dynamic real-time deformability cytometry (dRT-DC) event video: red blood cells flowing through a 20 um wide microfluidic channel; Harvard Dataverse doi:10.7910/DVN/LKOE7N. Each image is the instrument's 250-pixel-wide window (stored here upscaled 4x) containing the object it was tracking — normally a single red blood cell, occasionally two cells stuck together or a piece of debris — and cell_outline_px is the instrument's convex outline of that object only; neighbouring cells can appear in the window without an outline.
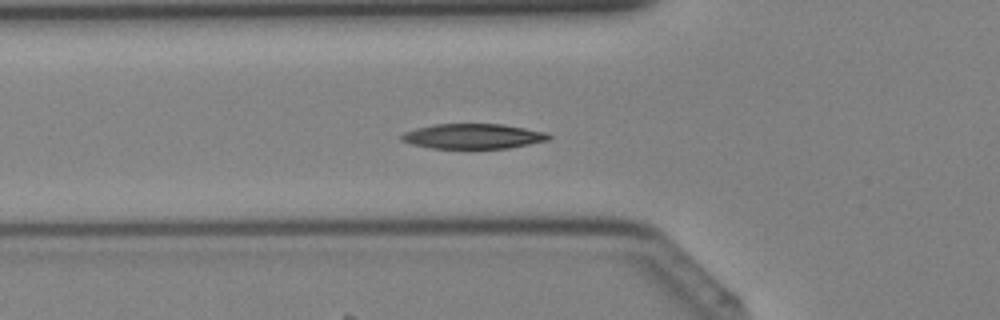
{"species": "Egyptian fruit bat (a non-hibernating species)", "species_latin": "Rousettus aegyptiacus", "temperature_condition": "cold", "stored_images_in_passage": 28, "camera_frame_rate_fps": 3000, "um_per_image_px": 0.085, "animal": {"sex": "female"}, "frame": {"image": 1, "passage_image": 7, "time_ms": 2.0, "image_size_px": [1000, 320], "cell_outline_px": [[552, 136], [548, 140], [508, 148], [432, 148], [412, 144], [400, 140], [400, 136], [404, 132], [416, 128], [436, 124], [500, 124], [548, 132]], "centroid_in_image_um": [40.21, 11.58], "position_along_channel_um": 85.6, "area_um2": 21.33}}
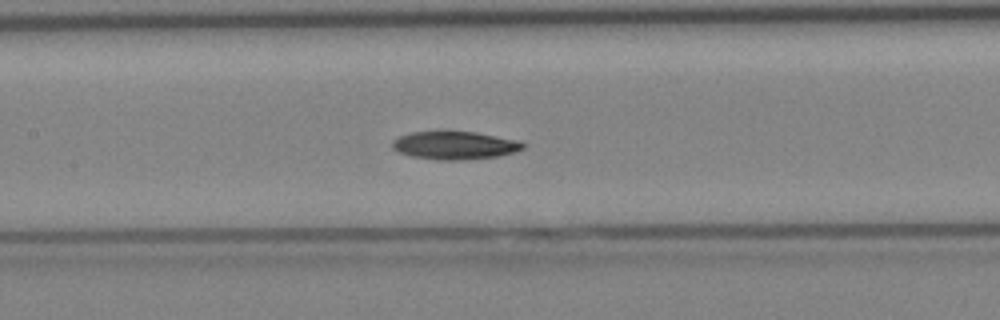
{"frame": {"image": 2, "passage_image": 12, "time_ms": 3.667, "image_size_px": [1000, 320], "cell_outline_px": [[524, 148], [516, 152], [500, 156], [464, 160], [436, 160], [412, 156], [396, 152], [392, 148], [392, 140], [400, 136], [412, 132], [476, 132], [520, 140], [524, 144]], "centroid_in_image_um": [38.67, 12.37], "position_along_channel_um": 168.7, "area_um2": 21.5}}
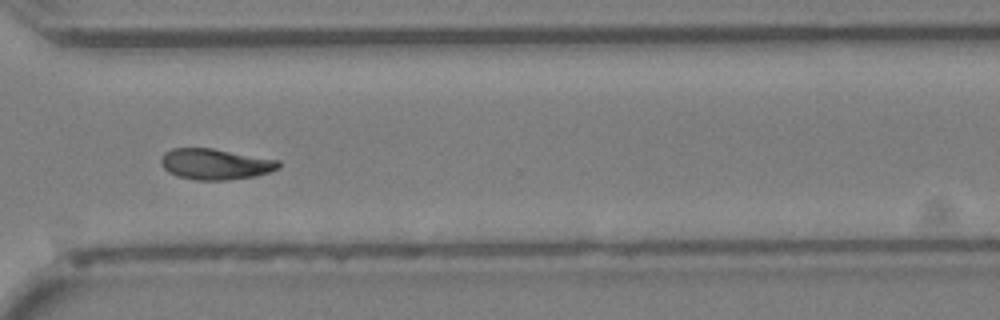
{"frame": {"image": 3, "passage_image": 23, "time_ms": 7.333, "image_size_px": [1000, 320], "cell_outline_px": [[280, 168], [268, 172], [252, 176], [228, 180], [196, 180], [180, 176], [168, 172], [160, 164], [160, 160], [164, 152], [172, 148], [212, 148], [280, 160]], "centroid_in_image_um": [18.29, 13.94], "position_along_channel_um": 352.3, "area_um2": 21.1}}